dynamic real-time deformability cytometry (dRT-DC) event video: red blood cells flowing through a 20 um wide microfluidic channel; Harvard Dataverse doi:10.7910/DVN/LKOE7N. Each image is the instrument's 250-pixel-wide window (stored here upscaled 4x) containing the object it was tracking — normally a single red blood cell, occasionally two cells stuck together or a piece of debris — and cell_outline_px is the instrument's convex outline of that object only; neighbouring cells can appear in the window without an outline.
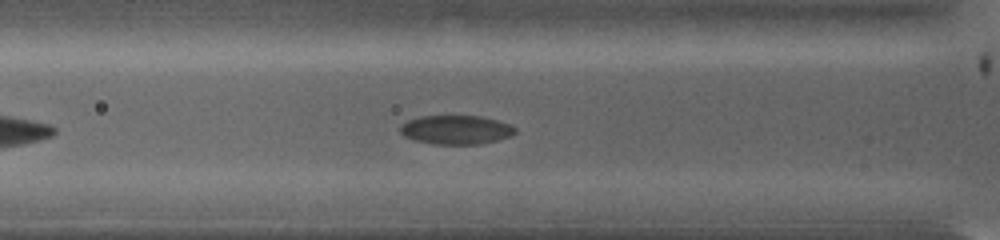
{"species": "common noctule bat (a hibernating species)", "species_latin": "Nyctalus noctula", "temperature_condition": "warm", "stored_images_in_passage": 14, "camera_frame_rate_fps": 5000, "um_per_image_px": 0.085, "animal": {"sex": "female", "body_mass_g": 19.0, "forearm_length_mm": 53.3}, "frame": {"image": 1, "passage_image": 8, "time_ms": 1.4, "image_size_px": [1000, 240], "cell_outline_px": [[516, 132], [512, 136], [480, 144], [432, 144], [412, 140], [404, 136], [400, 132], [400, 124], [408, 120], [420, 116], [480, 116], [496, 120], [508, 124], [516, 128]], "centroid_in_image_um": [38.73, 11.04], "position_along_channel_um": 87.1, "area_um2": 19.48}}